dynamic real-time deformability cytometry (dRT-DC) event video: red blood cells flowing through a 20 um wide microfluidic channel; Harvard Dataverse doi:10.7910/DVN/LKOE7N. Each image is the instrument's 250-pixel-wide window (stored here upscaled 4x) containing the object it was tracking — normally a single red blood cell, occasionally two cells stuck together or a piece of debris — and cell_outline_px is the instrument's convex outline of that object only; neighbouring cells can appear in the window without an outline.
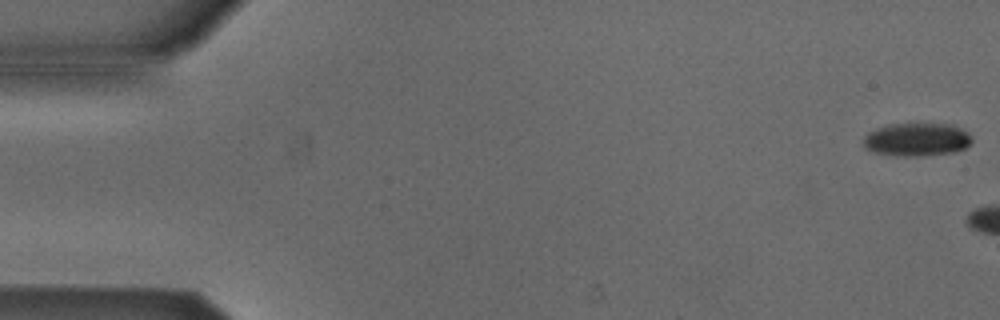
{"species": "Egyptian fruit bat (a non-hibernating species)", "species_latin": "Rousettus aegyptiacus", "temperature_condition": "cold", "stored_images_in_passage": 10, "camera_frame_rate_fps": 3000, "um_per_image_px": 0.085, "animal": {"sex": "male"}, "frame": {"image": 1, "passage_image": 1, "time_ms": 0.0, "image_size_px": [1000, 320], "cell_outline_px": [[972, 140], [964, 148], [956, 152], [920, 156], [896, 156], [872, 152], [864, 148], [864, 136], [868, 132], [876, 128], [888, 124], [952, 124], [968, 132], [972, 136]], "centroid_in_image_um": [77.91, 11.86], "position_along_channel_um": 7.1, "area_um2": 21.15}}